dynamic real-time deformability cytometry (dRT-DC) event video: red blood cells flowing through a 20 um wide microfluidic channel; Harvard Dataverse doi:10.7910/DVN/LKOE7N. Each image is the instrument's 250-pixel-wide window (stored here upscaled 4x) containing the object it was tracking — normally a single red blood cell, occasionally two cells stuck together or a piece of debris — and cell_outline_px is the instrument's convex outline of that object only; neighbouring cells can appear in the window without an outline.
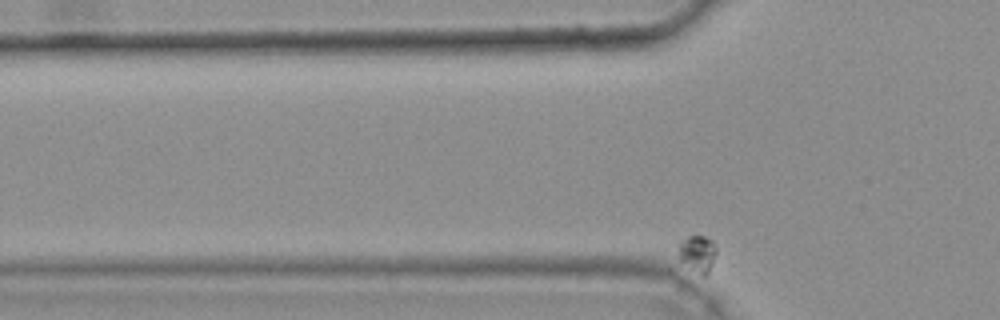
{"species": "common noctule bat (a hibernating species)", "species_latin": "Nyctalus noctula", "temperature_condition": "warm", "stored_images_in_passage": 45, "camera_frame_rate_fps": 3000, "um_per_image_px": 0.085, "animal": {"sex": "female", "body_mass_g": 25.1}, "frame": {"image": 1, "passage_image": 7, "time_ms": 2.0, "image_size_px": [1000, 320], "cell_outline_px": [[716, 252], [712, 264], [708, 272], [704, 276], [668, 272], [668, 268], [680, 244], [688, 236], [704, 236], [712, 240], [716, 248]], "centroid_in_image_um": [58.97, 21.8], "position_along_channel_um": 66.8, "area_um2": 10.23}}
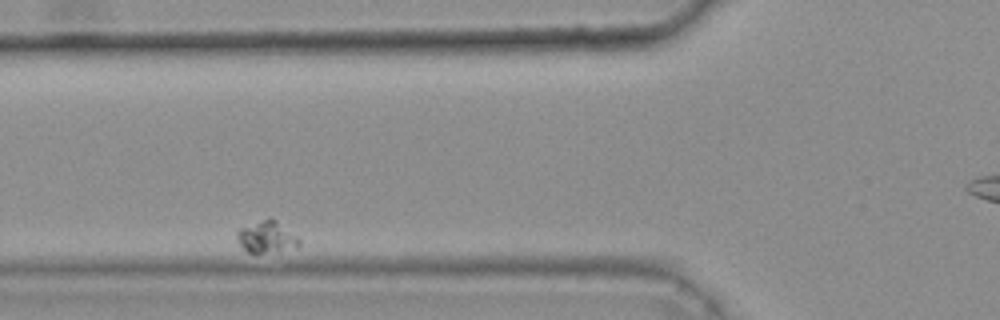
{"frame": {"image": 2, "passage_image": 12, "time_ms": 3.667, "image_size_px": [1000, 320], "cell_outline_px": [[300, 248], [264, 252], [248, 252], [240, 244], [236, 236], [236, 232], [240, 228], [264, 220], [276, 220], [300, 236]], "centroid_in_image_um": [22.74, 20.16], "position_along_channel_um": 103.1, "area_um2": 11.33}}